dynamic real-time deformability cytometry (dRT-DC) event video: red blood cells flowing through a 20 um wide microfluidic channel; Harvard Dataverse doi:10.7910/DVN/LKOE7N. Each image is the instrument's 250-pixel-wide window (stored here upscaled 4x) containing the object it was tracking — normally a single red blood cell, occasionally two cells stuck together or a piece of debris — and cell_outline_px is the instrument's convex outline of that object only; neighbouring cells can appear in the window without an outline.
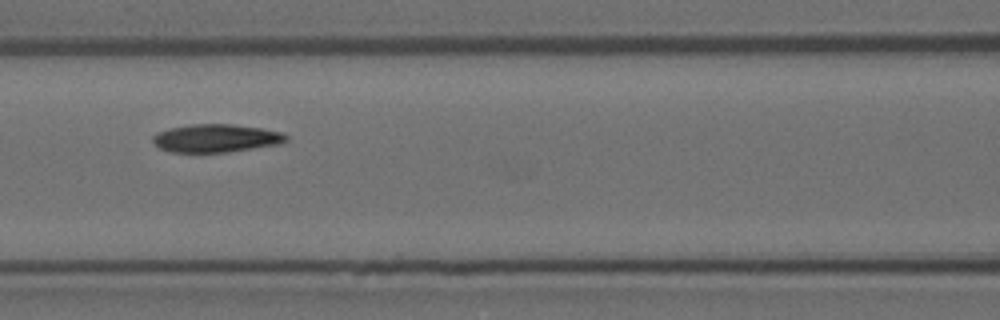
{"species": "Egyptian fruit bat (a non-hibernating species)", "species_latin": "Rousettus aegyptiacus", "temperature_condition": "room temperature", "stored_images_in_passage": 7, "camera_frame_rate_fps": 3000, "um_per_image_px": 0.085, "animal": {"sex": "female"}, "frame": {"image": 1, "passage_image": 6, "time_ms": 1.667, "image_size_px": [1000, 320], "cell_outline_px": [[288, 140], [280, 144], [228, 152], [172, 152], [160, 148], [152, 140], [152, 136], [156, 132], [168, 128], [192, 124], [232, 124], [260, 128], [280, 132], [288, 136]], "centroid_in_image_um": [18.35, 11.74], "position_along_channel_um": 148.3, "area_um2": 21.79}}
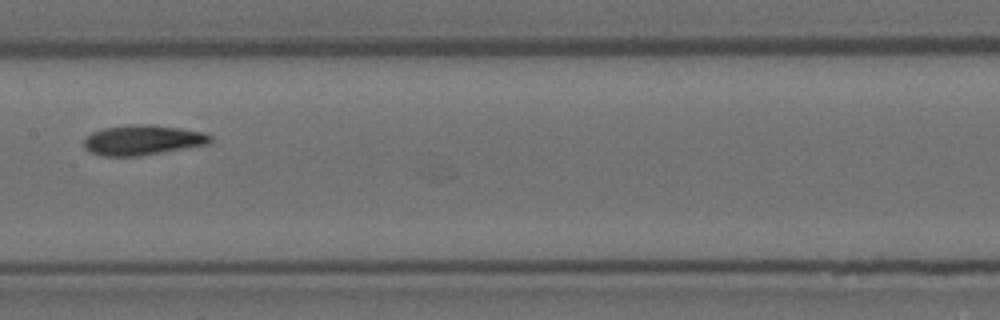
{"frame": {"image": 2, "passage_image": 7, "time_ms": 2.0, "image_size_px": [1000, 320], "cell_outline_px": [[212, 144], [140, 156], [100, 156], [88, 152], [84, 148], [84, 140], [92, 132], [104, 128], [128, 124], [156, 124], [204, 132], [212, 136]], "centroid_in_image_um": [12.15, 11.9], "position_along_channel_um": 195.2, "area_um2": 22.6}}